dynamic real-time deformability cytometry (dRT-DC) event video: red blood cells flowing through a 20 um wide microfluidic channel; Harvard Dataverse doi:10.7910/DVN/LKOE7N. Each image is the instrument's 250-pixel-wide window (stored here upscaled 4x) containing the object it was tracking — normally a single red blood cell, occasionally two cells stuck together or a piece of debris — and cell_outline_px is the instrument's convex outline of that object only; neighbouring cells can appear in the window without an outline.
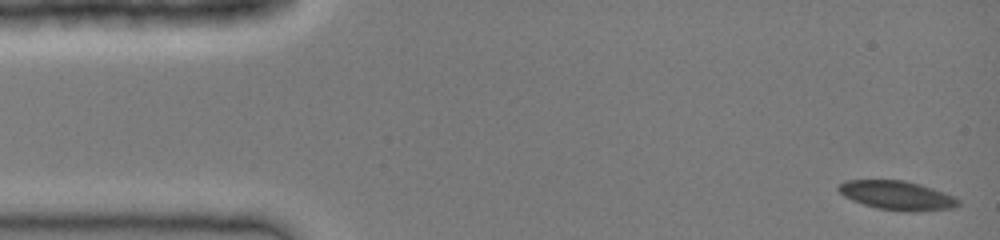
{"species": "common noctule bat (a hibernating species)", "species_latin": "Nyctalus noctula", "temperature_condition": "cold", "stored_images_in_passage": 39, "camera_frame_rate_fps": 3000, "um_per_image_px": 0.085, "animal": {"sex": "female", "body_mass_g": 19.0, "forearm_length_mm": 51.5}, "frame": {"image": 1, "passage_image": 1, "time_ms": 0.0, "image_size_px": [1000, 240], "cell_outline_px": [[960, 204], [956, 208], [916, 212], [904, 212], [876, 208], [852, 200], [844, 196], [836, 188], [844, 180], [904, 180], [920, 184], [944, 192], [960, 200]], "centroid_in_image_um": [76.27, 16.62], "position_along_channel_um": 8.7, "area_um2": 20.46}}
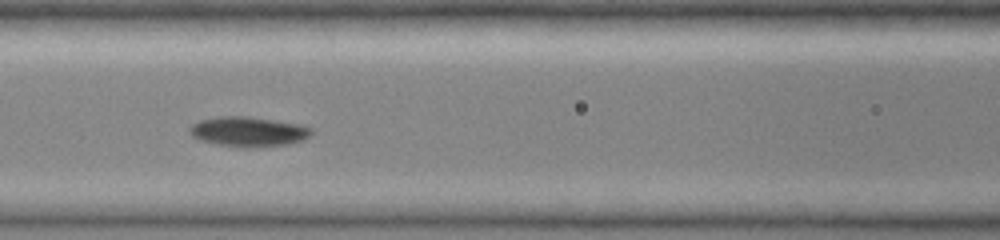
{"frame": {"image": 2, "passage_image": 17, "time_ms": 5.333, "image_size_px": [1000, 240], "cell_outline_px": [[312, 132], [304, 140], [288, 144], [244, 148], [220, 144], [204, 140], [192, 136], [188, 128], [192, 124], [200, 120], [220, 116], [244, 116], [300, 124], [312, 128]], "centroid_in_image_um": [21.12, 11.18], "position_along_channel_um": 145.5, "area_um2": 20.87}}
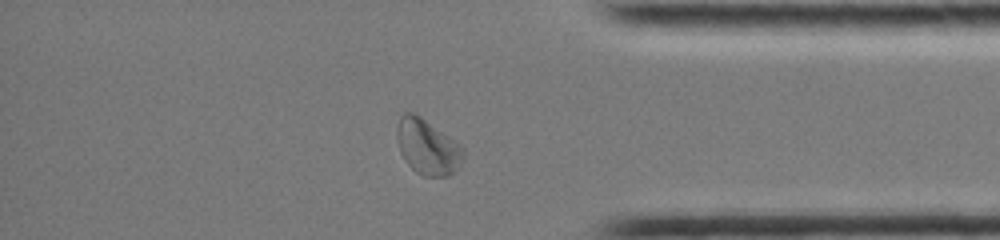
{"frame": {"image": 3, "passage_image": 34, "time_ms": 11.0, "image_size_px": [1000, 240], "cell_outline_px": [[464, 156], [456, 172], [448, 176], [424, 176], [416, 172], [404, 160], [400, 152], [396, 136], [396, 128], [400, 116], [404, 112], [412, 112], [420, 116], [456, 140], [464, 148]], "centroid_in_image_um": [36.34, 12.48], "position_along_channel_um": 398.9, "area_um2": 21.68}}